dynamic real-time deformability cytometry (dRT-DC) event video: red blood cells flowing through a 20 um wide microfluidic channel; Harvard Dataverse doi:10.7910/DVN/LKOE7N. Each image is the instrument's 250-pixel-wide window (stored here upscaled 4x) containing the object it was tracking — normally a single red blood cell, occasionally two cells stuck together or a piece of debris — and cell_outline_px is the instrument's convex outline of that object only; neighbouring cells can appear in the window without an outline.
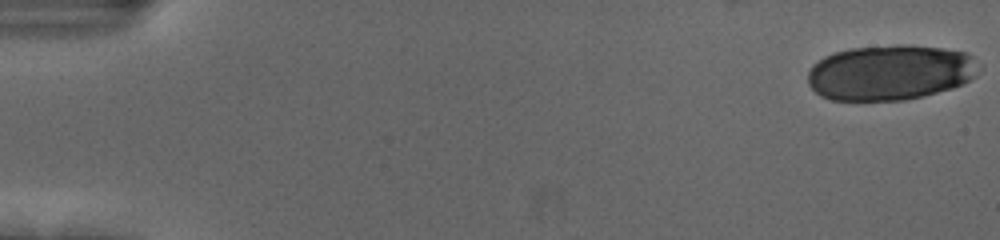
{"species": "human", "species_latin": "Homo sapiens", "temperature_condition": "cold", "stored_images_in_passage": 20, "camera_frame_rate_fps": 3000, "um_per_image_px": 0.085, "donor": {"sex": "female"}, "frame": {"image": 1, "passage_image": 1, "time_ms": 0.0, "image_size_px": [1000, 240], "cell_outline_px": [[976, 76], [964, 84], [952, 88], [904, 100], [832, 100], [820, 96], [808, 84], [808, 72], [812, 64], [824, 56], [832, 52], [852, 48], [900, 44], [908, 44], [940, 48], [968, 52], [972, 56]], "centroid_in_image_um": [75.61, 6.15], "position_along_channel_um": 9.4, "area_um2": 55.08}}